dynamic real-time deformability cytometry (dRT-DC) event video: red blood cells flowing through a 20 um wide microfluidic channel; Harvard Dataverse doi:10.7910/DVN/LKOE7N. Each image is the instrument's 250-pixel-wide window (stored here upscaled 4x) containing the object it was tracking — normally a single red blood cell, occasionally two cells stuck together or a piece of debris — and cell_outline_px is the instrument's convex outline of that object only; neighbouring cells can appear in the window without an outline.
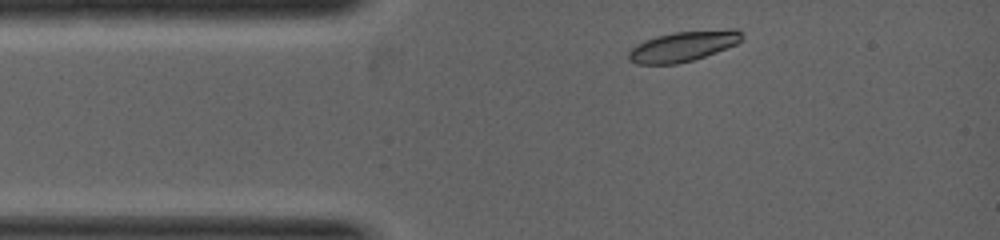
{"species": "common noctule bat (a hibernating species)", "species_latin": "Nyctalus noctula", "temperature_condition": "warm", "stored_images_in_passage": 6, "camera_frame_rate_fps": 5000, "um_per_image_px": 0.085, "animal": {"sex": "female", "body_mass_g": 19.0, "forearm_length_mm": 53.3}, "frame": {"image": 1, "passage_image": 1, "time_ms": 0.0, "image_size_px": [1000, 240], "cell_outline_px": [[744, 36], [736, 44], [716, 52], [692, 60], [676, 64], [636, 64], [628, 60], [628, 52], [636, 44], [644, 40], [656, 36], [676, 32], [732, 28], [736, 28]], "centroid_in_image_um": [58.05, 3.92], "position_along_channel_um": 26.9, "area_um2": 20.0}}
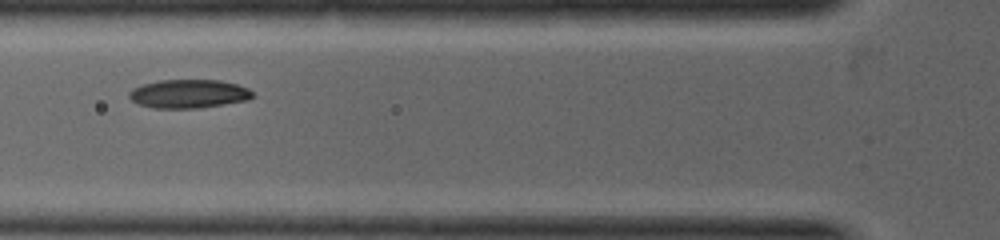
{"frame": {"image": 2, "passage_image": 5, "time_ms": 1.4, "image_size_px": [1000, 240], "cell_outline_px": [[256, 96], [248, 100], [200, 108], [152, 108], [136, 104], [128, 96], [128, 92], [132, 88], [140, 84], [160, 80], [220, 80], [236, 84], [248, 88]], "centroid_in_image_um": [16.01, 7.97], "position_along_channel_um": 109.8, "area_um2": 20.87}}
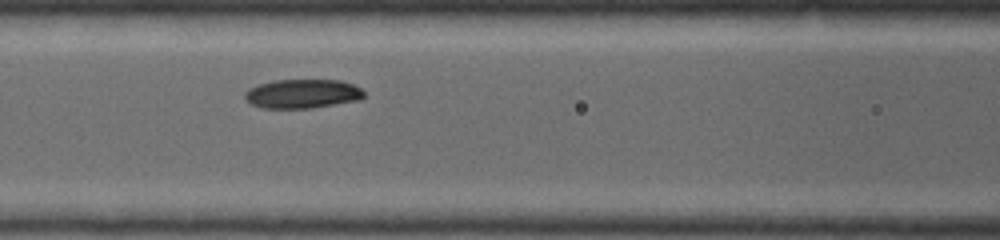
{"frame": {"image": 3, "passage_image": 6, "time_ms": 1.8, "image_size_px": [1000, 240], "cell_outline_px": [[364, 96], [360, 100], [312, 108], [260, 108], [244, 100], [244, 92], [248, 88], [260, 84], [276, 80], [340, 80], [352, 84], [360, 88], [364, 92]], "centroid_in_image_um": [25.68, 7.97], "position_along_channel_um": 140.9, "area_um2": 20.29}}